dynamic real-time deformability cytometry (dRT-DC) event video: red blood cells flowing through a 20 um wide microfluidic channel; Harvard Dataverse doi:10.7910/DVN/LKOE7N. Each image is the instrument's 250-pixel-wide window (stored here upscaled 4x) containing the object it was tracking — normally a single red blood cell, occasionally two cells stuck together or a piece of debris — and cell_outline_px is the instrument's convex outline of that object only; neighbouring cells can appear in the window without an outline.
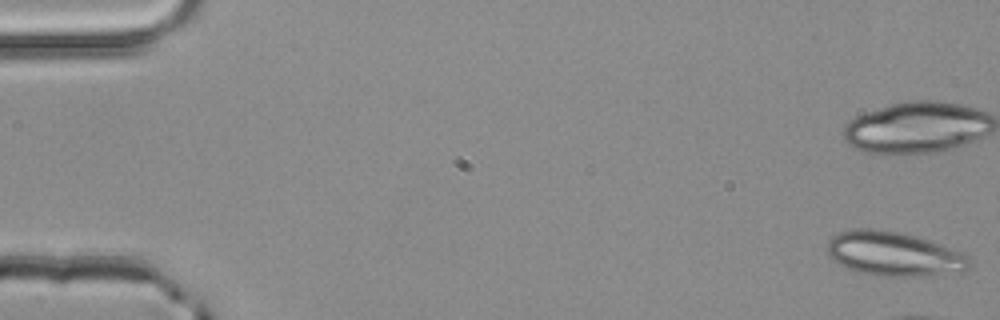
{"species": "common noctule bat (a hibernating species)", "species_latin": "Nyctalus noctula", "temperature_condition": "room temperature", "stored_images_in_passage": 11, "camera_frame_rate_fps": 3000, "um_per_image_px": 0.085, "animal": {"sex": "male", "body_mass_g": 20.4}, "frame": {"image": 1, "passage_image": 1, "time_ms": 0.0, "image_size_px": [1000, 320], "cell_outline_px": [[972, 264], [968, 268], [924, 276], [880, 276], [860, 272], [848, 268], [832, 260], [828, 256], [828, 240], [832, 236], [840, 232], [856, 228], [872, 228], [904, 232], [964, 252], [972, 256]], "centroid_in_image_um": [75.98, 21.56], "position_along_channel_um": 9.0, "area_um2": 36.76}}